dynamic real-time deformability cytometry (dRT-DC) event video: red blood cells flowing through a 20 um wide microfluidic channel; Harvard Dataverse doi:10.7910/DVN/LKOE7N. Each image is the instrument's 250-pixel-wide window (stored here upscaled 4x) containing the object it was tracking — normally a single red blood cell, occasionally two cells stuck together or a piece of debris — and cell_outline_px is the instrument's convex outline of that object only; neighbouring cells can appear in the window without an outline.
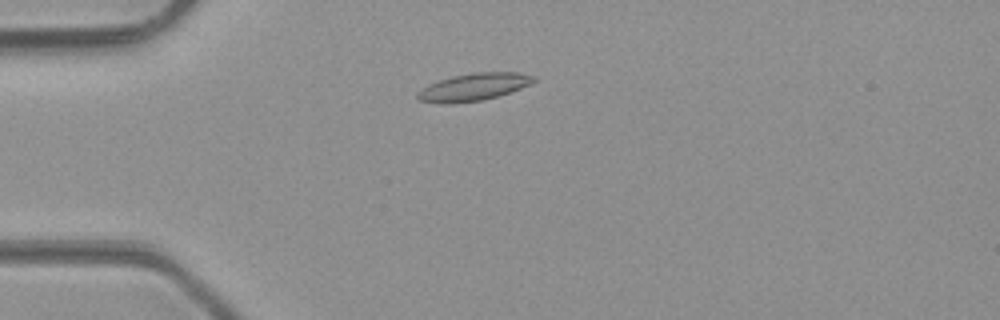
{"species": "common noctule bat (a hibernating species)", "species_latin": "Nyctalus noctula", "temperature_condition": "room temperature", "stored_images_in_passage": 45, "camera_frame_rate_fps": 3000, "um_per_image_px": 0.085, "animal": {"sex": "male", "body_mass_g": 23.1, "forearm_length_mm": 52.7}, "frame": {"image": 1, "passage_image": 9, "time_ms": 2.667, "image_size_px": [1000, 320], "cell_outline_px": [[536, 80], [520, 88], [484, 100], [452, 104], [448, 104], [420, 100], [416, 96], [428, 84], [452, 76], [472, 72], [516, 72], [536, 76]], "centroid_in_image_um": [40.27, 7.38], "position_along_channel_um": 44.7, "area_um2": 18.26}}
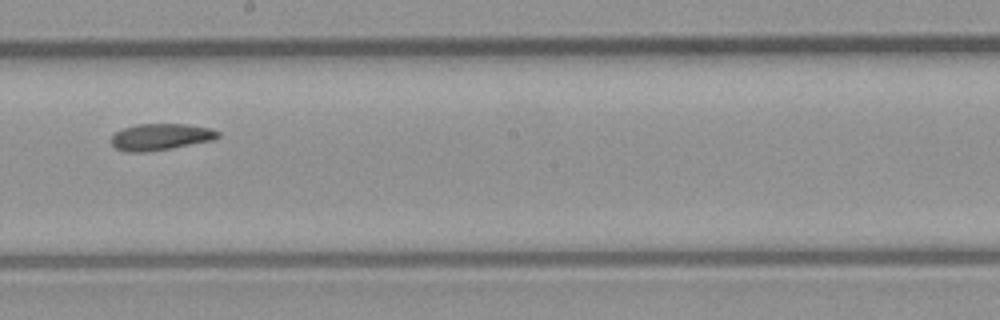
{"frame": {"image": 2, "passage_image": 24, "time_ms": 7.667, "image_size_px": [1000, 320], "cell_outline_px": [[220, 136], [212, 140], [168, 148], [144, 152], [124, 152], [116, 148], [112, 144], [112, 136], [116, 132], [124, 128], [136, 124], [184, 124], [212, 128], [220, 132]], "centroid_in_image_um": [13.65, 11.62], "position_along_channel_um": 234.6, "area_um2": 16.3}}
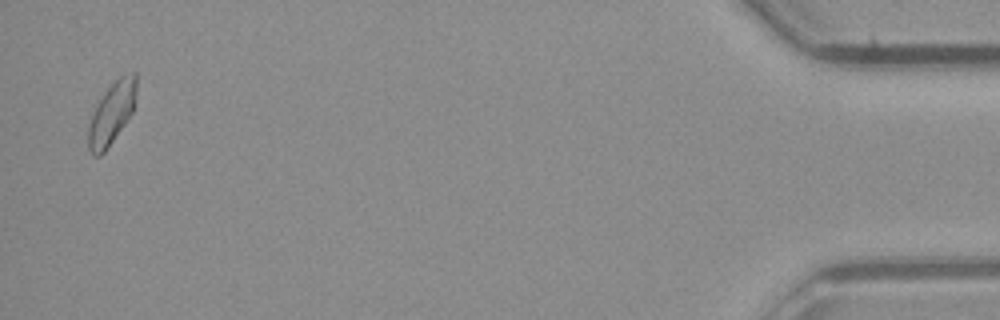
{"frame": {"image": 3, "passage_image": 44, "time_ms": 14.333, "image_size_px": [1000, 320], "cell_outline_px": [[136, 100], [132, 112], [124, 124], [104, 152], [100, 156], [92, 156], [88, 148], [88, 128], [96, 104], [108, 88], [120, 76], [132, 72], [136, 72]], "centroid_in_image_um": [9.49, 9.63], "position_along_channel_um": 425.7, "area_um2": 17.05}, "authors_computed_cell_mechanics": {"area_um2": 16.762, "velocity_mm_per_s": 4.2325, "shape_relaxation_time_tau1_ms": null, "shape_relaxation_time_tau2_ms": 4.8641, "deformation_change_tau1": null, "deformation_change_tau2": 0.0955}}